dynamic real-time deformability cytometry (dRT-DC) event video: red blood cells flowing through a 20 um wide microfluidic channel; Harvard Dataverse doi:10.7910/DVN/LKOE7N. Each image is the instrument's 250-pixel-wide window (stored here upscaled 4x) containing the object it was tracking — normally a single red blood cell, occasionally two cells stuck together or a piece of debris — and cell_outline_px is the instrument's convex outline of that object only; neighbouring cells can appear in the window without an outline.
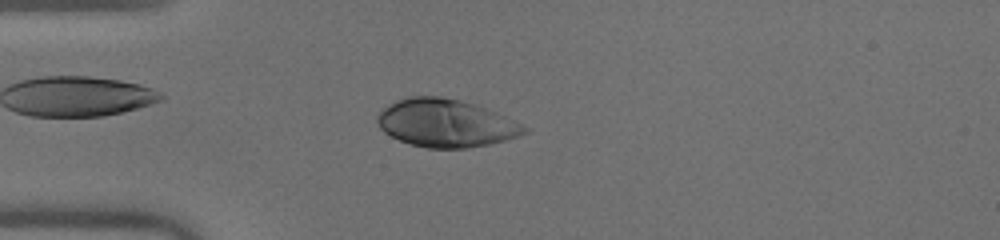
{"species": "human", "species_latin": "Homo sapiens", "temperature_condition": "warm", "stored_images_in_passage": 50, "camera_frame_rate_fps": 3000, "um_per_image_px": 0.085, "donor": {"sex": "male"}, "frame": {"image": 1, "passage_image": 13, "time_ms": 4.0, "image_size_px": [1000, 240], "cell_outline_px": [[528, 132], [520, 136], [488, 144], [468, 148], [428, 148], [412, 144], [400, 140], [384, 132], [380, 128], [376, 120], [376, 116], [384, 108], [400, 100], [412, 96], [440, 96], [460, 100], [476, 104], [488, 108], [528, 128]], "centroid_in_image_um": [37.91, 10.47], "position_along_channel_um": 47.1, "area_um2": 40.58}}
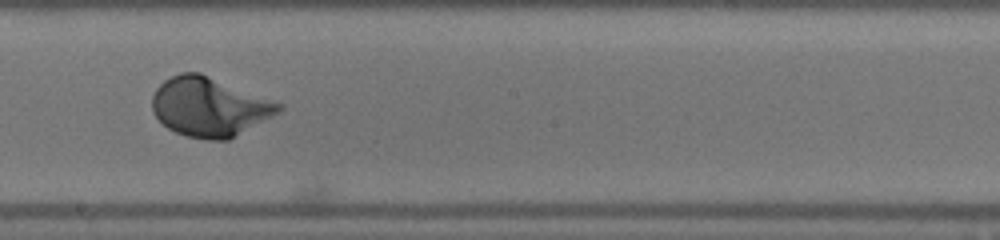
{"frame": {"image": 2, "passage_image": 28, "time_ms": 9.0, "image_size_px": [1000, 240], "cell_outline_px": [[284, 108], [280, 112], [228, 140], [208, 140], [188, 136], [176, 132], [168, 128], [152, 112], [152, 96], [156, 88], [164, 80], [180, 72], [200, 72], [284, 104]], "centroid_in_image_um": [17.81, 9.07], "position_along_channel_um": 230.4, "area_um2": 43.58}}
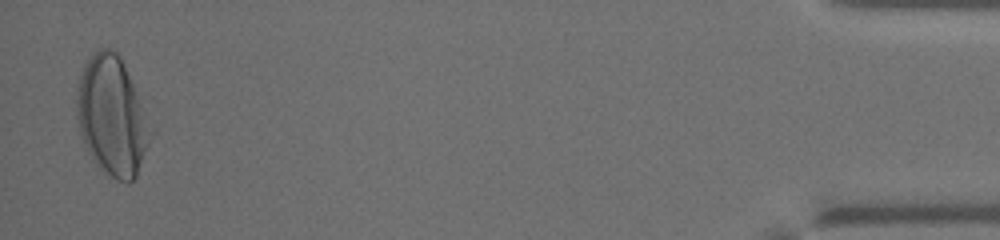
{"frame": {"image": 3, "passage_image": 49, "time_ms": 16.0, "image_size_px": [1000, 240], "cell_outline_px": [[156, 128], [136, 176], [128, 184], [116, 180], [100, 168], [96, 164], [88, 152], [84, 144], [80, 132], [76, 116], [76, 88], [80, 72], [84, 64], [92, 52], [100, 48], [112, 48], [120, 56]], "centroid_in_image_um": [9.55, 9.85], "position_along_channel_um": 425.6, "area_um2": 52.42}}